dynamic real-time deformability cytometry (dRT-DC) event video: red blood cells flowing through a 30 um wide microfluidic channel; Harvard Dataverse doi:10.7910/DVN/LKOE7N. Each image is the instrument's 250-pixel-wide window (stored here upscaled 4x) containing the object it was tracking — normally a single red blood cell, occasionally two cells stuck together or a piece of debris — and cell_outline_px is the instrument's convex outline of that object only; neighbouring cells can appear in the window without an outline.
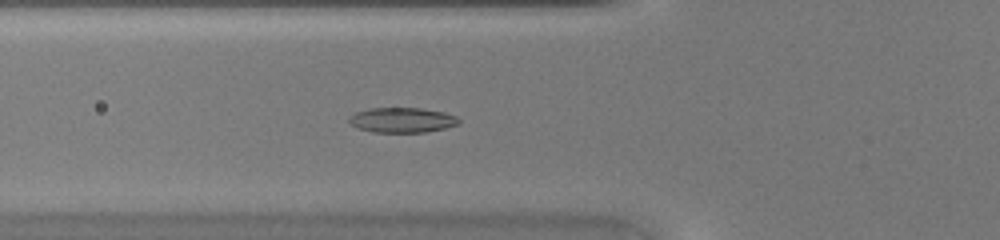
{"species": "common noctule bat (a hibernating species)", "species_latin": "Nyctalus noctula", "temperature_condition": "warm", "stored_images_in_passage": 43, "camera_frame_rate_fps": 3000, "um_per_image_px": 0.085, "animal": {"sex": "female", "body_mass_g": 20.0, "forearm_length_mm": 54.0}, "frame": {"image": 1, "passage_image": 14, "time_ms": 4.333, "image_size_px": [1000, 240], "cell_outline_px": [[460, 124], [444, 128], [424, 132], [372, 132], [356, 128], [348, 124], [348, 116], [356, 112], [368, 108], [420, 108], [444, 112], [456, 116], [460, 120]], "centroid_in_image_um": [34.13, 10.2], "position_along_channel_um": 91.7, "area_um2": 16.18}}
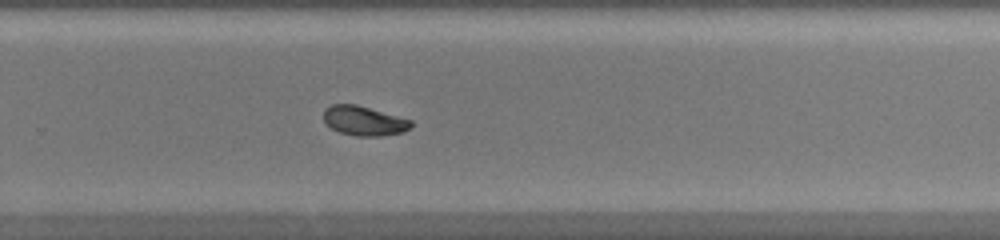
{"frame": {"image": 2, "passage_image": 28, "time_ms": 9.0, "image_size_px": [1000, 240], "cell_outline_px": [[412, 128], [404, 132], [380, 136], [356, 136], [340, 132], [332, 128], [324, 120], [324, 108], [332, 104], [356, 104], [412, 120]], "centroid_in_image_um": [30.96, 10.27], "position_along_channel_um": 298.8, "area_um2": 15.03}}
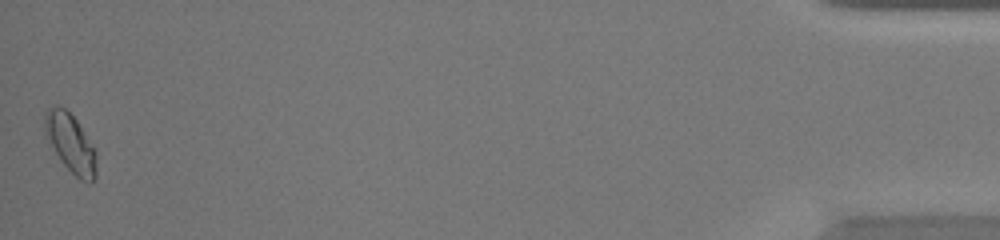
{"frame": {"image": 3, "passage_image": 43, "time_ms": 14.0, "image_size_px": [1000, 240], "cell_outline_px": [[96, 176], [88, 184], [80, 180], [60, 160], [44, 136], [44, 116], [48, 108], [56, 104], [64, 108], [76, 120], [96, 152]], "centroid_in_image_um": [5.96, 12.17], "position_along_channel_um": 429.2, "area_um2": 17.57}}